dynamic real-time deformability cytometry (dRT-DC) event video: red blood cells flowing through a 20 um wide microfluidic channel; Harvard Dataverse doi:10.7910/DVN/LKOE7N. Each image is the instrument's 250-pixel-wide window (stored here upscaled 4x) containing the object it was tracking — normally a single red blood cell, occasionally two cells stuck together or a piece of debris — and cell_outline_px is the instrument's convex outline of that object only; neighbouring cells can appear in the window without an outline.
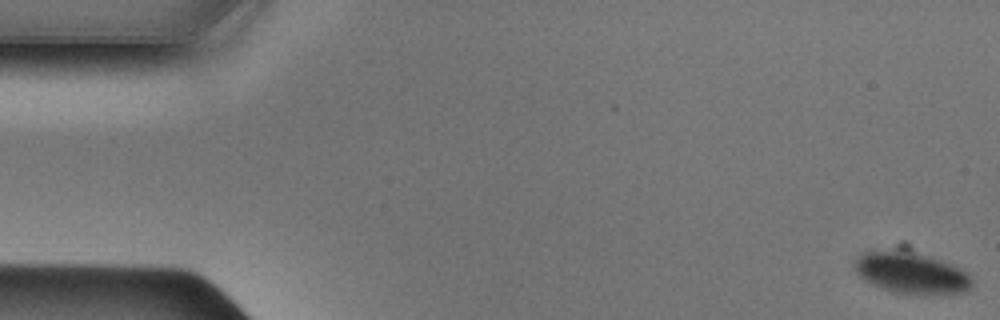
{"species": "Egyptian fruit bat (a non-hibernating species)", "species_latin": "Rousettus aegyptiacus", "temperature_condition": "cold", "stored_images_in_passage": 11, "camera_frame_rate_fps": 3000, "um_per_image_px": 0.085, "animal": {"sex": "male"}, "frame": {"image": 1, "passage_image": 1, "time_ms": 0.0, "image_size_px": [1000, 320], "cell_outline_px": [[972, 284], [964, 292], [892, 292], [872, 284], [864, 280], [852, 268], [852, 260], [860, 252], [872, 248], [904, 240], [908, 240], [964, 268], [972, 276]], "centroid_in_image_um": [77.37, 22.91], "position_along_channel_um": 7.6, "area_um2": 31.91}}